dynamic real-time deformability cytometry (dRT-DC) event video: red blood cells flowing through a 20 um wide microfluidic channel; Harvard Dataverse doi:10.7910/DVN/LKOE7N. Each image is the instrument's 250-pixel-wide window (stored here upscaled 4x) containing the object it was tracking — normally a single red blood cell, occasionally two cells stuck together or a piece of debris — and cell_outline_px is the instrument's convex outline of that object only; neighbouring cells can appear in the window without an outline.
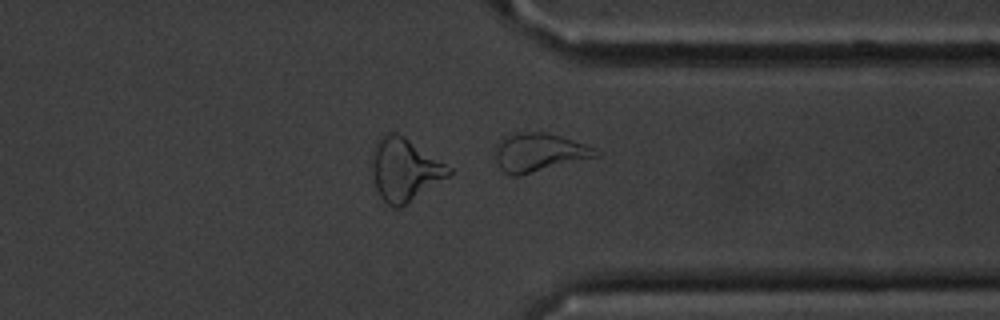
{"species": "common noctule bat (a hibernating species)", "species_latin": "Nyctalus noctula", "temperature_condition": "cold", "stored_images_in_passage": 42, "camera_frame_rate_fps": 3000, "um_per_image_px": 0.085, "animal": {"sex": "male", "body_mass_g": 20.1, "forearm_length_mm": 53.5}, "frame": {"image": 1, "passage_image": 42, "time_ms": 13.667, "image_size_px": [1000, 320], "cell_outline_px": [[600, 156], [520, 176], [508, 176], [500, 168], [496, 160], [492, 148], [496, 140], [516, 132], [544, 132], [560, 136], [584, 144], [600, 152]], "centroid_in_image_um": [45.74, 12.96], "position_along_channel_um": 365.7, "area_um2": 22.95}, "authors_computed_cell_mechanics": {"area_um2": 24.4783, "velocity_mm_per_s": 3.5958, "shape_relaxation_time_tau1_ms": 5.0403, "shape_relaxation_time_tau2_ms": 3.9821, "deformation_change_tau1": 0.1508, "deformation_change_tau2": 0.1454}}